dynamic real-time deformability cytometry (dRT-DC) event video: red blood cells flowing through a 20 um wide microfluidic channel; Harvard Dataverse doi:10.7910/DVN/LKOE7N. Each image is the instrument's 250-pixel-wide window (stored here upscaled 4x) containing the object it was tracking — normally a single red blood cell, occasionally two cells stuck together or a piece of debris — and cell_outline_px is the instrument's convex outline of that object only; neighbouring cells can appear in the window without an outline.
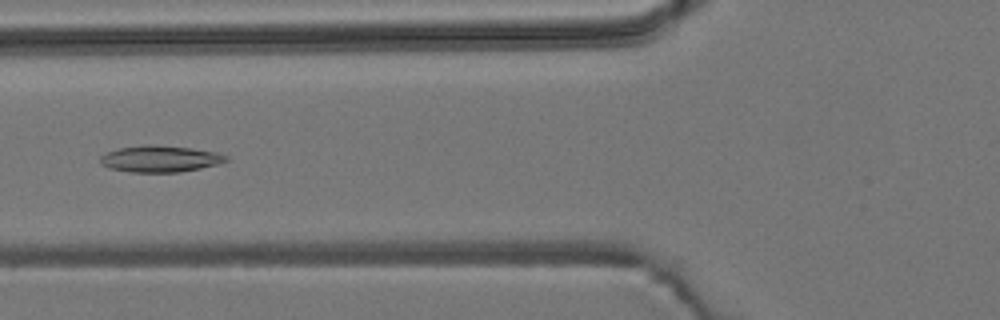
{"species": "common noctule bat (a hibernating species)", "species_latin": "Nyctalus noctula", "temperature_condition": "room temperature", "stored_images_in_passage": 7, "camera_frame_rate_fps": 3000, "um_per_image_px": 0.085, "animal": {"sex": "male", "body_mass_g": 19.2, "forearm_length_mm": 51.8}, "frame": {"image": 1, "passage_image": 6, "time_ms": 6.333, "image_size_px": [1000, 320], "cell_outline_px": [[228, 160], [220, 164], [180, 172], [128, 172], [108, 168], [100, 164], [100, 156], [108, 152], [120, 148], [144, 144], [152, 144], [192, 148], [216, 152], [228, 156]], "centroid_in_image_um": [13.6, 13.5], "position_along_channel_um": 112.2, "area_um2": 19.59}}
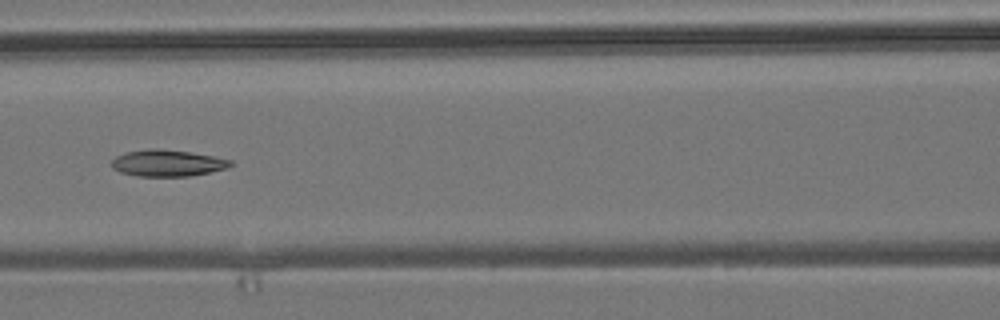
{"frame": {"image": 2, "passage_image": 7, "time_ms": 7.333, "image_size_px": [1000, 320], "cell_outline_px": [[232, 164], [228, 168], [188, 176], [136, 176], [120, 172], [112, 168], [112, 160], [116, 156], [124, 152], [148, 148], [160, 148], [188, 152], [212, 156], [232, 160]], "centroid_in_image_um": [14.19, 13.85], "position_along_channel_um": 152.4, "area_um2": 18.38}}